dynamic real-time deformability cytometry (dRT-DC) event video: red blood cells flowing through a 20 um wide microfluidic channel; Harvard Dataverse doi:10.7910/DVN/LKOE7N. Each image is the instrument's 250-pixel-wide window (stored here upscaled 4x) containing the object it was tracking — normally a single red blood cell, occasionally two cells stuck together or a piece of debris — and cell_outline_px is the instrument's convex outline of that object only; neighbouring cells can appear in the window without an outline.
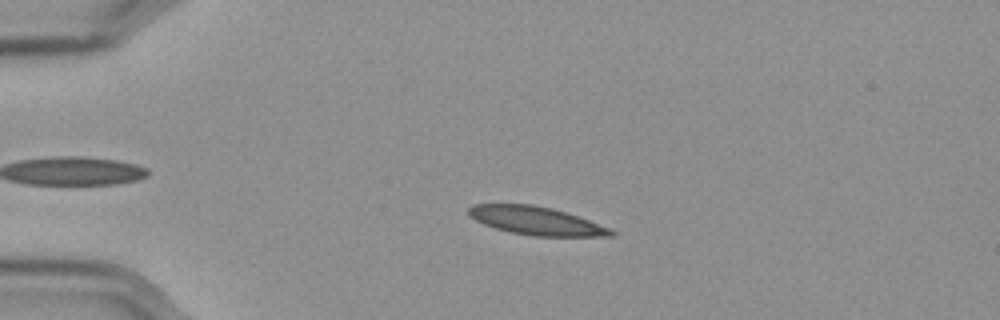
{"species": "Egyptian fruit bat (a non-hibernating species)", "species_latin": "Rousettus aegyptiacus", "temperature_condition": "cold", "stored_images_in_passage": 49, "camera_frame_rate_fps": 3000, "um_per_image_px": 0.085, "frame": {"image": 1, "passage_image": 5, "time_ms": 1.333, "image_size_px": [1000, 320], "cell_outline_px": [[616, 236], [532, 236], [508, 232], [484, 224], [468, 216], [468, 208], [472, 204], [532, 204], [552, 208], [612, 228], [616, 232]], "centroid_in_image_um": [45.57, 18.77], "position_along_channel_um": 39.4, "area_um2": 23.47}}
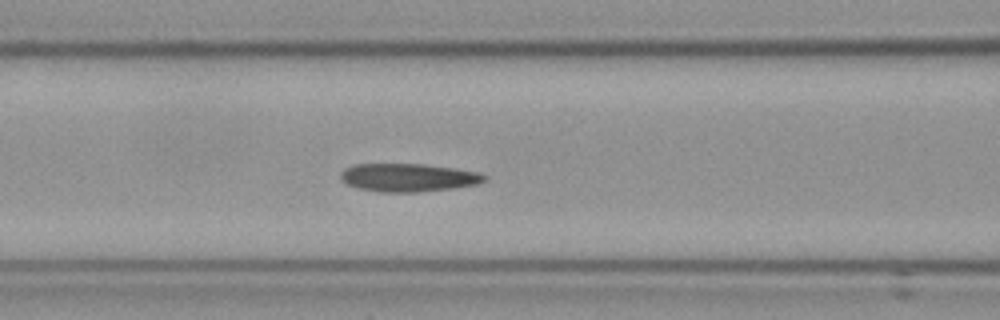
{"frame": {"image": 2, "passage_image": 16, "time_ms": 5.0, "image_size_px": [1000, 320], "cell_outline_px": [[488, 180], [476, 184], [456, 188], [416, 192], [380, 192], [356, 188], [340, 180], [340, 172], [344, 168], [352, 164], [424, 164], [456, 168], [480, 172], [488, 176]], "centroid_in_image_um": [34.71, 15.09], "position_along_channel_um": 131.9, "area_um2": 23.99}}
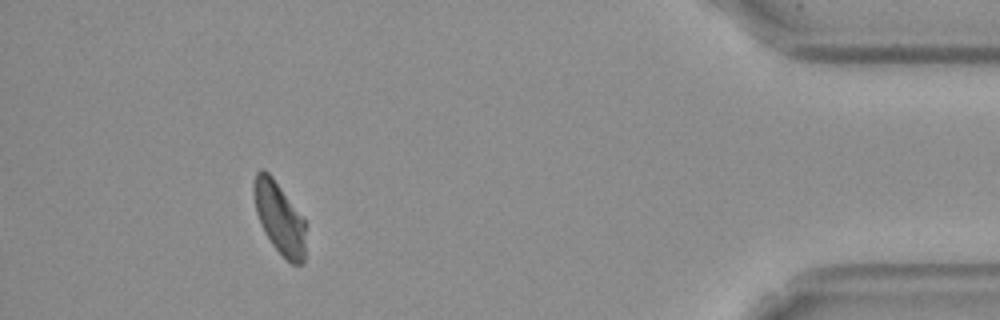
{"frame": {"image": 3, "passage_image": 44, "time_ms": 14.333, "image_size_px": [1000, 320], "cell_outline_px": [[304, 264], [292, 264], [272, 244], [264, 232], [260, 224], [256, 212], [252, 192], [252, 184], [256, 172], [260, 168], [264, 168], [272, 176], [304, 220]], "centroid_in_image_um": [23.69, 18.48], "position_along_channel_um": 411.5, "area_um2": 21.44}, "authors_computed_cell_mechanics": {"area_um2": 23.2356, "velocity_mm_per_s": 3.5542, "shape_relaxation_time_tau1_ms": null, "shape_relaxation_time_tau2_ms": 4.5095, "deformation_change_tau1": null, "deformation_change_tau2": 0.0801}}